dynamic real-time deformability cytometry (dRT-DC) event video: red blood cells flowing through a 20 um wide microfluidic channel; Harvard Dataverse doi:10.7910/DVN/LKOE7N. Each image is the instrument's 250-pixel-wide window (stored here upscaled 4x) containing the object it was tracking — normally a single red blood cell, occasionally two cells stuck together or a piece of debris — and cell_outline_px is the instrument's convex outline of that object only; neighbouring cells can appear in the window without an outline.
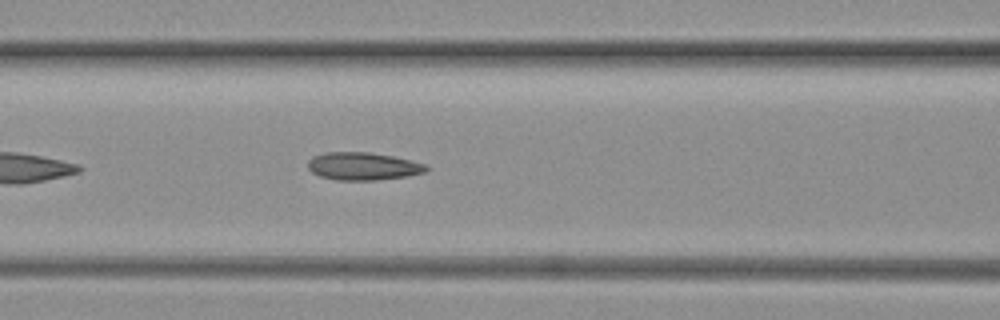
{"species": "common noctule bat (a hibernating species)", "species_latin": "Nyctalus noctula", "temperature_condition": "warm", "stored_images_in_passage": 19, "camera_frame_rate_fps": 3000, "um_per_image_px": 0.085, "animal": {"sex": "female", "body_mass_g": 19.3, "forearm_length_mm": 54.1}, "frame": {"image": 1, "passage_image": 13, "time_ms": 4.0, "image_size_px": [1000, 320], "cell_outline_px": [[428, 168], [424, 172], [408, 176], [376, 180], [336, 180], [320, 176], [312, 172], [308, 168], [308, 160], [312, 156], [324, 152], [368, 152], [392, 156], [412, 160], [424, 164]], "centroid_in_image_um": [30.82, 14.12], "position_along_channel_um": 135.8, "area_um2": 19.13}}
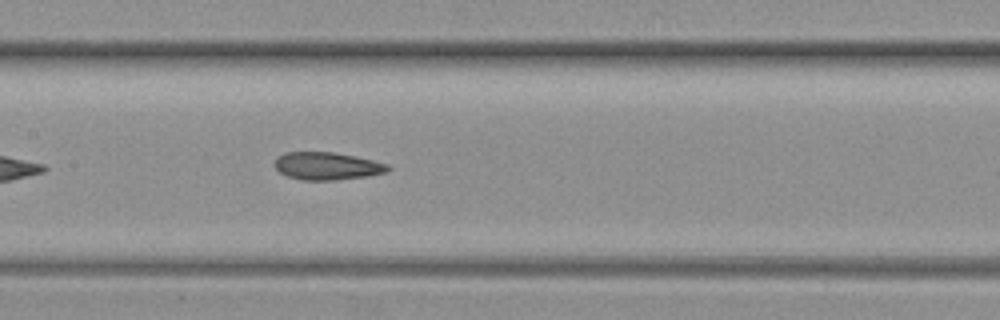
{"frame": {"image": 2, "passage_image": 18, "time_ms": 5.667, "image_size_px": [1000, 320], "cell_outline_px": [[392, 168], [384, 172], [368, 176], [336, 180], [300, 180], [288, 176], [280, 172], [276, 168], [276, 160], [284, 152], [332, 152], [356, 156], [388, 164]], "centroid_in_image_um": [27.82, 14.11], "position_along_channel_um": 179.6, "area_um2": 18.09}}